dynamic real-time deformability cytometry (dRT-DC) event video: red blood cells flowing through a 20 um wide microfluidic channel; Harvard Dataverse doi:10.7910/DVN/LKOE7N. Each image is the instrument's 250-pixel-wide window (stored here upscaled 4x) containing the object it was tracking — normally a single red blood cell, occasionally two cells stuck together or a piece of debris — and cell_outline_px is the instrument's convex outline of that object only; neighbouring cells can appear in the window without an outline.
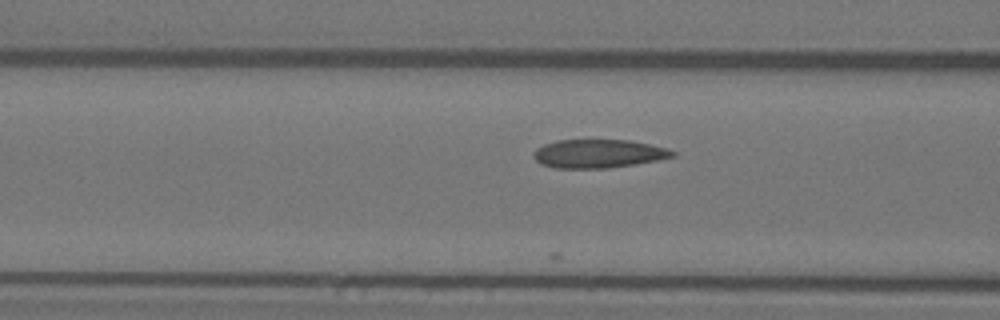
{"species": "Egyptian fruit bat (a non-hibernating species)", "species_latin": "Rousettus aegyptiacus", "temperature_condition": "warm", "stored_images_in_passage": 8, "camera_frame_rate_fps": 3000, "um_per_image_px": 0.085, "animal": {"sex": "female"}, "frame": {"image": 1, "passage_image": 5, "time_ms": 1.333, "image_size_px": [1000, 320], "cell_outline_px": [[676, 156], [636, 164], [608, 168], [556, 168], [540, 164], [536, 160], [536, 148], [544, 144], [556, 140], [632, 140], [668, 148], [676, 152]], "centroid_in_image_um": [50.91, 13.06], "position_along_channel_um": 115.7, "area_um2": 23.06}}